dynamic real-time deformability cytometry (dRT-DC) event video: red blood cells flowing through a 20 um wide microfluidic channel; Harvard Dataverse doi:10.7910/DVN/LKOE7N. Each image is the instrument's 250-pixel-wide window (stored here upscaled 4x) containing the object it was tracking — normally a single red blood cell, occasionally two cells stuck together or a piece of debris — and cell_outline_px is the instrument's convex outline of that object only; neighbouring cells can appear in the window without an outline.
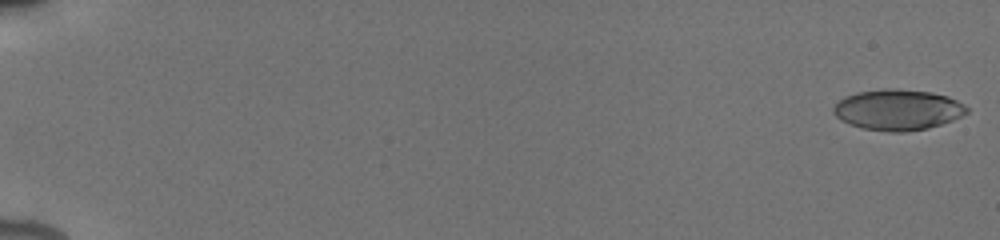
{"species": "human", "species_latin": "Homo sapiens", "temperature_condition": "cold", "stored_images_in_passage": 18, "camera_frame_rate_fps": 3000, "um_per_image_px": 0.085, "donor": {"sex": "male"}, "frame": {"image": 1, "passage_image": 1, "time_ms": 0.0, "image_size_px": [1000, 240], "cell_outline_px": [[968, 112], [952, 120], [928, 128], [904, 132], [888, 132], [864, 128], [840, 120], [832, 112], [832, 108], [844, 96], [856, 92], [884, 88], [892, 88], [932, 92], [948, 96], [964, 104], [968, 108]], "centroid_in_image_um": [76.3, 9.32], "position_along_channel_um": 8.7, "area_um2": 31.67}}
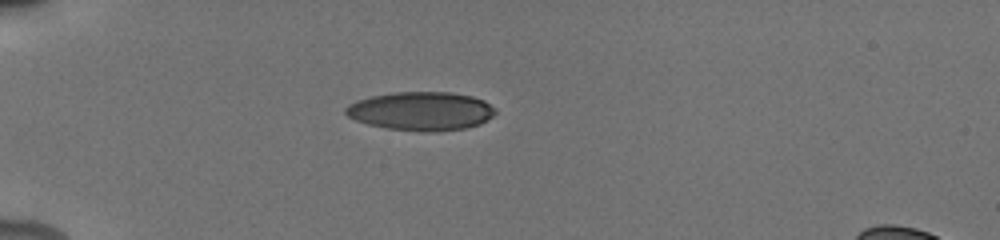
{"frame": {"image": 2, "passage_image": 13, "time_ms": 5.333, "image_size_px": [1000, 240], "cell_outline_px": [[496, 112], [492, 116], [480, 124], [464, 128], [432, 132], [420, 132], [388, 128], [368, 124], [356, 120], [348, 116], [344, 112], [344, 108], [348, 104], [356, 100], [372, 96], [392, 92], [452, 92], [472, 96], [484, 100], [496, 108]], "centroid_in_image_um": [35.79, 9.44], "position_along_channel_um": 49.2, "area_um2": 33.87}}